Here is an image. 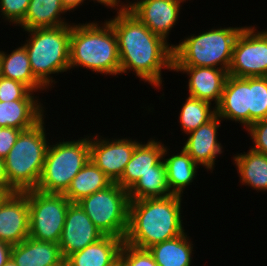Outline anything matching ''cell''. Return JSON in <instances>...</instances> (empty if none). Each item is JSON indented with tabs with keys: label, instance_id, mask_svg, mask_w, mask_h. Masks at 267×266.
Instances as JSON below:
<instances>
[{
	"label": "cell",
	"instance_id": "6da1fadb",
	"mask_svg": "<svg viewBox=\"0 0 267 266\" xmlns=\"http://www.w3.org/2000/svg\"><path fill=\"white\" fill-rule=\"evenodd\" d=\"M107 21L116 33L120 76L132 71L135 77L161 89L162 69L173 71V45L151 32L129 10Z\"/></svg>",
	"mask_w": 267,
	"mask_h": 266
},
{
	"label": "cell",
	"instance_id": "7a4b0ae2",
	"mask_svg": "<svg viewBox=\"0 0 267 266\" xmlns=\"http://www.w3.org/2000/svg\"><path fill=\"white\" fill-rule=\"evenodd\" d=\"M182 197L172 194L162 198L130 200L128 230L124 242L137 248L149 249L183 234Z\"/></svg>",
	"mask_w": 267,
	"mask_h": 266
},
{
	"label": "cell",
	"instance_id": "3957f363",
	"mask_svg": "<svg viewBox=\"0 0 267 266\" xmlns=\"http://www.w3.org/2000/svg\"><path fill=\"white\" fill-rule=\"evenodd\" d=\"M95 21L71 24L70 70L80 67L102 75H120L116 33L107 20Z\"/></svg>",
	"mask_w": 267,
	"mask_h": 266
},
{
	"label": "cell",
	"instance_id": "277c9868",
	"mask_svg": "<svg viewBox=\"0 0 267 266\" xmlns=\"http://www.w3.org/2000/svg\"><path fill=\"white\" fill-rule=\"evenodd\" d=\"M45 118L34 127L21 131L4 158L8 194L36 189L39 183L50 144Z\"/></svg>",
	"mask_w": 267,
	"mask_h": 266
},
{
	"label": "cell",
	"instance_id": "5b68a950",
	"mask_svg": "<svg viewBox=\"0 0 267 266\" xmlns=\"http://www.w3.org/2000/svg\"><path fill=\"white\" fill-rule=\"evenodd\" d=\"M243 27L211 28L173 44V66L214 67L228 72L236 39Z\"/></svg>",
	"mask_w": 267,
	"mask_h": 266
},
{
	"label": "cell",
	"instance_id": "8992f818",
	"mask_svg": "<svg viewBox=\"0 0 267 266\" xmlns=\"http://www.w3.org/2000/svg\"><path fill=\"white\" fill-rule=\"evenodd\" d=\"M24 31L29 35L22 45L28 53L33 75L49 91L57 83L51 74L58 75L70 70L71 24Z\"/></svg>",
	"mask_w": 267,
	"mask_h": 266
},
{
	"label": "cell",
	"instance_id": "52a82bcc",
	"mask_svg": "<svg viewBox=\"0 0 267 266\" xmlns=\"http://www.w3.org/2000/svg\"><path fill=\"white\" fill-rule=\"evenodd\" d=\"M88 135L78 140L64 141L63 138V141L49 144L36 187L38 191L56 194L67 191L72 179L90 160V134Z\"/></svg>",
	"mask_w": 267,
	"mask_h": 266
},
{
	"label": "cell",
	"instance_id": "ba28073f",
	"mask_svg": "<svg viewBox=\"0 0 267 266\" xmlns=\"http://www.w3.org/2000/svg\"><path fill=\"white\" fill-rule=\"evenodd\" d=\"M77 203L104 235L125 239L129 222L128 190L113 182Z\"/></svg>",
	"mask_w": 267,
	"mask_h": 266
},
{
	"label": "cell",
	"instance_id": "9c48e42d",
	"mask_svg": "<svg viewBox=\"0 0 267 266\" xmlns=\"http://www.w3.org/2000/svg\"><path fill=\"white\" fill-rule=\"evenodd\" d=\"M70 203L64 194L28 190L29 237L59 244Z\"/></svg>",
	"mask_w": 267,
	"mask_h": 266
},
{
	"label": "cell",
	"instance_id": "30bf717a",
	"mask_svg": "<svg viewBox=\"0 0 267 266\" xmlns=\"http://www.w3.org/2000/svg\"><path fill=\"white\" fill-rule=\"evenodd\" d=\"M228 75L242 78L267 76V29L258 31L249 25L241 30Z\"/></svg>",
	"mask_w": 267,
	"mask_h": 266
},
{
	"label": "cell",
	"instance_id": "8fae6325",
	"mask_svg": "<svg viewBox=\"0 0 267 266\" xmlns=\"http://www.w3.org/2000/svg\"><path fill=\"white\" fill-rule=\"evenodd\" d=\"M95 135V136H94ZM90 134V160L101 169L111 180L116 182L130 161L136 146L137 139L107 138L97 133ZM107 138V139H106Z\"/></svg>",
	"mask_w": 267,
	"mask_h": 266
},
{
	"label": "cell",
	"instance_id": "7c38bea8",
	"mask_svg": "<svg viewBox=\"0 0 267 266\" xmlns=\"http://www.w3.org/2000/svg\"><path fill=\"white\" fill-rule=\"evenodd\" d=\"M132 0L129 11L134 14L151 32L166 42L169 33L178 23L183 0Z\"/></svg>",
	"mask_w": 267,
	"mask_h": 266
},
{
	"label": "cell",
	"instance_id": "4fadbf2b",
	"mask_svg": "<svg viewBox=\"0 0 267 266\" xmlns=\"http://www.w3.org/2000/svg\"><path fill=\"white\" fill-rule=\"evenodd\" d=\"M28 237V190L5 194L0 201V241L13 246Z\"/></svg>",
	"mask_w": 267,
	"mask_h": 266
},
{
	"label": "cell",
	"instance_id": "5bb4252c",
	"mask_svg": "<svg viewBox=\"0 0 267 266\" xmlns=\"http://www.w3.org/2000/svg\"><path fill=\"white\" fill-rule=\"evenodd\" d=\"M104 236L78 203L69 204L59 241L64 259Z\"/></svg>",
	"mask_w": 267,
	"mask_h": 266
},
{
	"label": "cell",
	"instance_id": "9a60e30c",
	"mask_svg": "<svg viewBox=\"0 0 267 266\" xmlns=\"http://www.w3.org/2000/svg\"><path fill=\"white\" fill-rule=\"evenodd\" d=\"M223 121L215 115L210 121L190 132L183 143V149L199 166L207 171L214 170L216 157L223 154L222 144L218 141V128Z\"/></svg>",
	"mask_w": 267,
	"mask_h": 266
},
{
	"label": "cell",
	"instance_id": "2e32d148",
	"mask_svg": "<svg viewBox=\"0 0 267 266\" xmlns=\"http://www.w3.org/2000/svg\"><path fill=\"white\" fill-rule=\"evenodd\" d=\"M173 71L188 75L189 96L207 101L217 107L228 76L226 70L214 67L173 66ZM214 102V103H212Z\"/></svg>",
	"mask_w": 267,
	"mask_h": 266
},
{
	"label": "cell",
	"instance_id": "e0dca14e",
	"mask_svg": "<svg viewBox=\"0 0 267 266\" xmlns=\"http://www.w3.org/2000/svg\"><path fill=\"white\" fill-rule=\"evenodd\" d=\"M216 115L249 128V77L227 76Z\"/></svg>",
	"mask_w": 267,
	"mask_h": 266
},
{
	"label": "cell",
	"instance_id": "ac0fdd59",
	"mask_svg": "<svg viewBox=\"0 0 267 266\" xmlns=\"http://www.w3.org/2000/svg\"><path fill=\"white\" fill-rule=\"evenodd\" d=\"M11 258L17 266H60L65 262L59 244L31 237L12 246Z\"/></svg>",
	"mask_w": 267,
	"mask_h": 266
},
{
	"label": "cell",
	"instance_id": "d6986e66",
	"mask_svg": "<svg viewBox=\"0 0 267 266\" xmlns=\"http://www.w3.org/2000/svg\"><path fill=\"white\" fill-rule=\"evenodd\" d=\"M165 146L160 140H155V137L148 139L147 143L140 142L116 183L129 190L142 175L152 171V167L163 159Z\"/></svg>",
	"mask_w": 267,
	"mask_h": 266
},
{
	"label": "cell",
	"instance_id": "ffe728a7",
	"mask_svg": "<svg viewBox=\"0 0 267 266\" xmlns=\"http://www.w3.org/2000/svg\"><path fill=\"white\" fill-rule=\"evenodd\" d=\"M124 239L105 235L97 242L69 255L67 266H113L119 260Z\"/></svg>",
	"mask_w": 267,
	"mask_h": 266
},
{
	"label": "cell",
	"instance_id": "44dd1931",
	"mask_svg": "<svg viewBox=\"0 0 267 266\" xmlns=\"http://www.w3.org/2000/svg\"><path fill=\"white\" fill-rule=\"evenodd\" d=\"M44 109L40 99L0 101V127L32 128L45 117Z\"/></svg>",
	"mask_w": 267,
	"mask_h": 266
},
{
	"label": "cell",
	"instance_id": "7402d4cb",
	"mask_svg": "<svg viewBox=\"0 0 267 266\" xmlns=\"http://www.w3.org/2000/svg\"><path fill=\"white\" fill-rule=\"evenodd\" d=\"M169 150L168 146H165L163 151L167 184L172 194L184 196L183 191L196 179L200 167L183 148L180 153L172 155Z\"/></svg>",
	"mask_w": 267,
	"mask_h": 266
},
{
	"label": "cell",
	"instance_id": "603a6c76",
	"mask_svg": "<svg viewBox=\"0 0 267 266\" xmlns=\"http://www.w3.org/2000/svg\"><path fill=\"white\" fill-rule=\"evenodd\" d=\"M7 53L0 50L1 76L21 82L32 92L47 91V88L33 75L28 53L21 44Z\"/></svg>",
	"mask_w": 267,
	"mask_h": 266
},
{
	"label": "cell",
	"instance_id": "cb8c5ba5",
	"mask_svg": "<svg viewBox=\"0 0 267 266\" xmlns=\"http://www.w3.org/2000/svg\"><path fill=\"white\" fill-rule=\"evenodd\" d=\"M66 12L68 14L61 0H30L25 17L17 26L32 30L72 24L61 16Z\"/></svg>",
	"mask_w": 267,
	"mask_h": 266
},
{
	"label": "cell",
	"instance_id": "d4e9b609",
	"mask_svg": "<svg viewBox=\"0 0 267 266\" xmlns=\"http://www.w3.org/2000/svg\"><path fill=\"white\" fill-rule=\"evenodd\" d=\"M236 155V156H235ZM233 155V165L237 168L240 183L253 190L267 191V155L253 151Z\"/></svg>",
	"mask_w": 267,
	"mask_h": 266
},
{
	"label": "cell",
	"instance_id": "484cf974",
	"mask_svg": "<svg viewBox=\"0 0 267 266\" xmlns=\"http://www.w3.org/2000/svg\"><path fill=\"white\" fill-rule=\"evenodd\" d=\"M194 246L185 231L180 236L151 246L148 250L158 266H191L195 254Z\"/></svg>",
	"mask_w": 267,
	"mask_h": 266
},
{
	"label": "cell",
	"instance_id": "4316f807",
	"mask_svg": "<svg viewBox=\"0 0 267 266\" xmlns=\"http://www.w3.org/2000/svg\"><path fill=\"white\" fill-rule=\"evenodd\" d=\"M112 180L91 160L72 179L64 193L71 203H77L82 198L103 190L112 184Z\"/></svg>",
	"mask_w": 267,
	"mask_h": 266
},
{
	"label": "cell",
	"instance_id": "83f0119b",
	"mask_svg": "<svg viewBox=\"0 0 267 266\" xmlns=\"http://www.w3.org/2000/svg\"><path fill=\"white\" fill-rule=\"evenodd\" d=\"M130 200L162 198L172 195L167 184L166 167L163 159L142 175L128 190Z\"/></svg>",
	"mask_w": 267,
	"mask_h": 266
},
{
	"label": "cell",
	"instance_id": "f1b7e54d",
	"mask_svg": "<svg viewBox=\"0 0 267 266\" xmlns=\"http://www.w3.org/2000/svg\"><path fill=\"white\" fill-rule=\"evenodd\" d=\"M211 105L207 101L187 96L178 118L182 133L189 134L210 121L216 115V107Z\"/></svg>",
	"mask_w": 267,
	"mask_h": 266
},
{
	"label": "cell",
	"instance_id": "f546056e",
	"mask_svg": "<svg viewBox=\"0 0 267 266\" xmlns=\"http://www.w3.org/2000/svg\"><path fill=\"white\" fill-rule=\"evenodd\" d=\"M267 118V76L249 77V127Z\"/></svg>",
	"mask_w": 267,
	"mask_h": 266
},
{
	"label": "cell",
	"instance_id": "4dcf8cb0",
	"mask_svg": "<svg viewBox=\"0 0 267 266\" xmlns=\"http://www.w3.org/2000/svg\"><path fill=\"white\" fill-rule=\"evenodd\" d=\"M122 266H158L148 249L137 248L123 242L119 253Z\"/></svg>",
	"mask_w": 267,
	"mask_h": 266
},
{
	"label": "cell",
	"instance_id": "1f68e13d",
	"mask_svg": "<svg viewBox=\"0 0 267 266\" xmlns=\"http://www.w3.org/2000/svg\"><path fill=\"white\" fill-rule=\"evenodd\" d=\"M21 99H39L21 82L0 76V101L9 102Z\"/></svg>",
	"mask_w": 267,
	"mask_h": 266
},
{
	"label": "cell",
	"instance_id": "d6a6232c",
	"mask_svg": "<svg viewBox=\"0 0 267 266\" xmlns=\"http://www.w3.org/2000/svg\"><path fill=\"white\" fill-rule=\"evenodd\" d=\"M30 0H0V17L17 26L25 17Z\"/></svg>",
	"mask_w": 267,
	"mask_h": 266
},
{
	"label": "cell",
	"instance_id": "836d02e7",
	"mask_svg": "<svg viewBox=\"0 0 267 266\" xmlns=\"http://www.w3.org/2000/svg\"><path fill=\"white\" fill-rule=\"evenodd\" d=\"M255 152L267 155V118L254 122L247 130Z\"/></svg>",
	"mask_w": 267,
	"mask_h": 266
},
{
	"label": "cell",
	"instance_id": "e575fe53",
	"mask_svg": "<svg viewBox=\"0 0 267 266\" xmlns=\"http://www.w3.org/2000/svg\"><path fill=\"white\" fill-rule=\"evenodd\" d=\"M22 130L14 127H0V158L4 159Z\"/></svg>",
	"mask_w": 267,
	"mask_h": 266
},
{
	"label": "cell",
	"instance_id": "d590c367",
	"mask_svg": "<svg viewBox=\"0 0 267 266\" xmlns=\"http://www.w3.org/2000/svg\"><path fill=\"white\" fill-rule=\"evenodd\" d=\"M91 1H93L94 3H99L102 6L104 5L105 7L109 8V9L111 8V10L116 9L115 10V11H117L116 13L125 12V11H128L130 9V5L125 4V2H123L121 0H91Z\"/></svg>",
	"mask_w": 267,
	"mask_h": 266
},
{
	"label": "cell",
	"instance_id": "8d00e7d4",
	"mask_svg": "<svg viewBox=\"0 0 267 266\" xmlns=\"http://www.w3.org/2000/svg\"><path fill=\"white\" fill-rule=\"evenodd\" d=\"M11 250L10 244L0 241V266H3L11 257Z\"/></svg>",
	"mask_w": 267,
	"mask_h": 266
},
{
	"label": "cell",
	"instance_id": "74e56055",
	"mask_svg": "<svg viewBox=\"0 0 267 266\" xmlns=\"http://www.w3.org/2000/svg\"><path fill=\"white\" fill-rule=\"evenodd\" d=\"M0 190L8 194V179L5 172L4 159L0 158Z\"/></svg>",
	"mask_w": 267,
	"mask_h": 266
},
{
	"label": "cell",
	"instance_id": "f35d334b",
	"mask_svg": "<svg viewBox=\"0 0 267 266\" xmlns=\"http://www.w3.org/2000/svg\"><path fill=\"white\" fill-rule=\"evenodd\" d=\"M86 0H61L63 6L66 8V10L70 13L73 12L74 10H76L77 8H80V6L83 4V3H86L84 2ZM73 10V11H72Z\"/></svg>",
	"mask_w": 267,
	"mask_h": 266
},
{
	"label": "cell",
	"instance_id": "ab89813d",
	"mask_svg": "<svg viewBox=\"0 0 267 266\" xmlns=\"http://www.w3.org/2000/svg\"><path fill=\"white\" fill-rule=\"evenodd\" d=\"M3 266H17L13 259L10 257Z\"/></svg>",
	"mask_w": 267,
	"mask_h": 266
},
{
	"label": "cell",
	"instance_id": "60d3db41",
	"mask_svg": "<svg viewBox=\"0 0 267 266\" xmlns=\"http://www.w3.org/2000/svg\"><path fill=\"white\" fill-rule=\"evenodd\" d=\"M5 192L4 191H2V190H0V201H1V199L5 196Z\"/></svg>",
	"mask_w": 267,
	"mask_h": 266
},
{
	"label": "cell",
	"instance_id": "b9f144b4",
	"mask_svg": "<svg viewBox=\"0 0 267 266\" xmlns=\"http://www.w3.org/2000/svg\"><path fill=\"white\" fill-rule=\"evenodd\" d=\"M113 266H122L121 262L118 260Z\"/></svg>",
	"mask_w": 267,
	"mask_h": 266
},
{
	"label": "cell",
	"instance_id": "7bdbcfd3",
	"mask_svg": "<svg viewBox=\"0 0 267 266\" xmlns=\"http://www.w3.org/2000/svg\"><path fill=\"white\" fill-rule=\"evenodd\" d=\"M60 266H67L66 263L64 262L63 264H61Z\"/></svg>",
	"mask_w": 267,
	"mask_h": 266
}]
</instances>
